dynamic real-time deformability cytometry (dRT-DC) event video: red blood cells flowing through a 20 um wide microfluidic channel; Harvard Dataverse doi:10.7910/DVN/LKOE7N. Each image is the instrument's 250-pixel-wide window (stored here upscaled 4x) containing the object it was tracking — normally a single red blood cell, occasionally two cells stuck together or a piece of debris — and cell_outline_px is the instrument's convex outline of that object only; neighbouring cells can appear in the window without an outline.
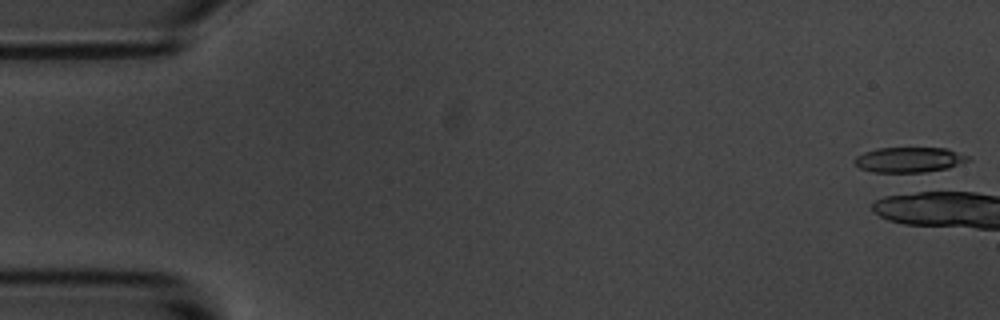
{"species": "common noctule bat (a hibernating species)", "species_latin": "Nyctalus noctula", "temperature_condition": "room temperature", "stored_images_in_passage": 1, "camera_frame_rate_fps": 3000, "um_per_image_px": 0.085, "animal": {"sex": "male", "body_mass_g": 20.1, "forearm_length_mm": 53.5}, "frame": {"image": 1, "passage_image": 1, "time_ms": 0.0, "image_size_px": [1000, 320], "cell_outline_px": [[972, 160], [948, 168], [916, 176], [872, 172], [860, 168], [852, 160], [856, 156], [864, 152], [876, 148], [948, 148], [968, 156]], "centroid_in_image_um": [77.28, 13.64], "position_along_channel_um": 7.7, "area_um2": 17.74}}